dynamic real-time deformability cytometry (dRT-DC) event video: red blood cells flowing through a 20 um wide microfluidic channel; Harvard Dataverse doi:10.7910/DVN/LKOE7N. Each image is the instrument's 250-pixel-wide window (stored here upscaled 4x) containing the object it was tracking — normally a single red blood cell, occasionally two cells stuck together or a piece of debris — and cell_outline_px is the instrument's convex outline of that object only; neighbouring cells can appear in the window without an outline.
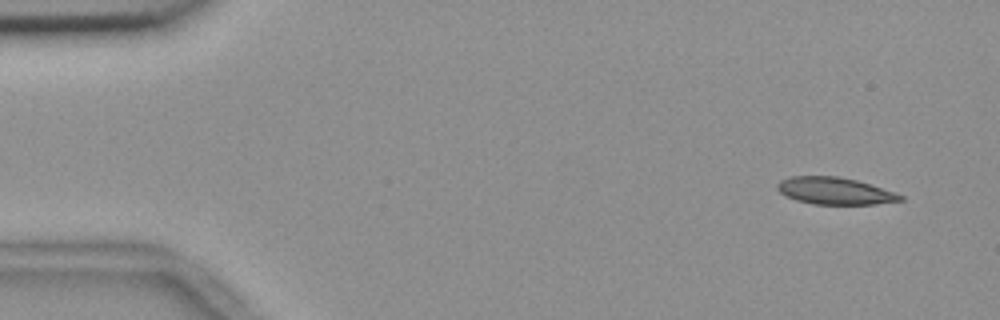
{"species": "common noctule bat (a hibernating species)", "species_latin": "Nyctalus noctula", "temperature_condition": "room temperature", "stored_images_in_passage": 7, "camera_frame_rate_fps": 3000, "um_per_image_px": 0.085, "animal": {"sex": "female", "body_mass_g": 18.4}, "frame": {"image": 1, "passage_image": 1, "time_ms": 0.0, "image_size_px": [1000, 320], "cell_outline_px": [[904, 200], [876, 204], [812, 204], [796, 200], [784, 196], [776, 188], [776, 184], [780, 180], [792, 176], [836, 176], [856, 180], [904, 196]], "centroid_in_image_um": [70.89, 16.23], "position_along_channel_um": 14.1, "area_um2": 19.25}}
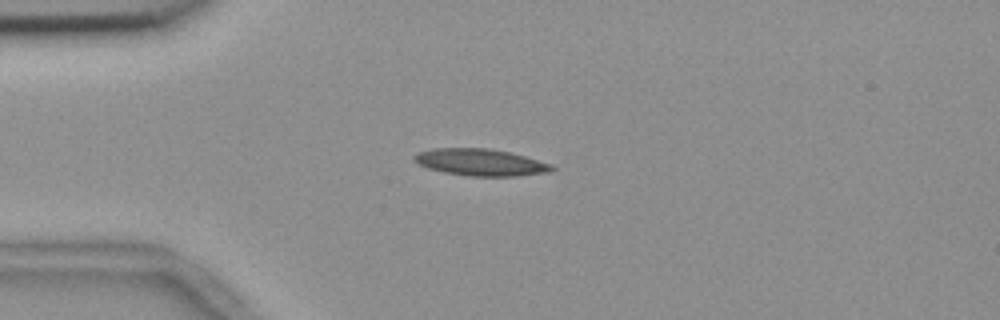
{"frame": {"image": 2, "passage_image": 4, "time_ms": 1.0, "image_size_px": [1000, 320], "cell_outline_px": [[556, 168], [552, 172], [516, 176], [468, 176], [444, 172], [428, 168], [420, 164], [412, 156], [416, 152], [432, 148], [488, 148], [512, 152], [552, 164]], "centroid_in_image_um": [40.88, 13.79], "position_along_channel_um": 44.1, "area_um2": 21.73}}
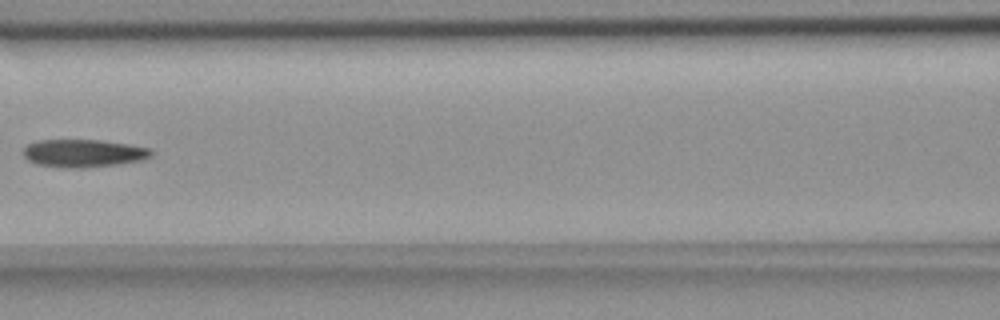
{"frame": {"image": 3, "passage_image": 7, "time_ms": 2.0, "image_size_px": [1000, 320], "cell_outline_px": [[152, 156], [144, 160], [116, 164], [84, 168], [64, 168], [36, 164], [28, 160], [24, 156], [24, 148], [28, 144], [36, 140], [100, 140], [128, 144], [152, 148]], "centroid_in_image_um": [7.11, 13.03], "position_along_channel_um": 159.5, "area_um2": 20.87}}